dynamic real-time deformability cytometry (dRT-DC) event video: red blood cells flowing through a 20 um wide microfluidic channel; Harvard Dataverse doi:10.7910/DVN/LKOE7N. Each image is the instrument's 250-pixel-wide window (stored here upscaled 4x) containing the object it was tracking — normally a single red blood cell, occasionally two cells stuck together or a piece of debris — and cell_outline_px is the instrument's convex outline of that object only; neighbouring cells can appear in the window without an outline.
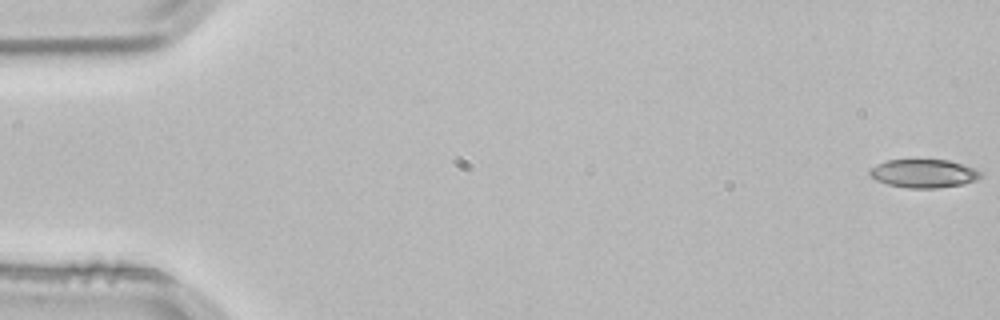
{"species": "common noctule bat (a hibernating species)", "species_latin": "Nyctalus noctula", "temperature_condition": "room temperature", "stored_images_in_passage": 13, "camera_frame_rate_fps": 3000, "um_per_image_px": 0.085, "animal": {"sex": "male", "body_mass_g": 21.5, "forearm_length_mm": 52.0}, "frame": {"image": 1, "passage_image": 1, "time_ms": 0.0, "image_size_px": [1000, 320], "cell_outline_px": [[984, 172], [976, 180], [964, 184], [936, 188], [908, 188], [888, 184], [876, 180], [868, 176], [868, 172], [876, 164], [884, 160], [948, 160]], "centroid_in_image_um": [78.48, 14.75], "position_along_channel_um": 6.5, "area_um2": 18.32}}